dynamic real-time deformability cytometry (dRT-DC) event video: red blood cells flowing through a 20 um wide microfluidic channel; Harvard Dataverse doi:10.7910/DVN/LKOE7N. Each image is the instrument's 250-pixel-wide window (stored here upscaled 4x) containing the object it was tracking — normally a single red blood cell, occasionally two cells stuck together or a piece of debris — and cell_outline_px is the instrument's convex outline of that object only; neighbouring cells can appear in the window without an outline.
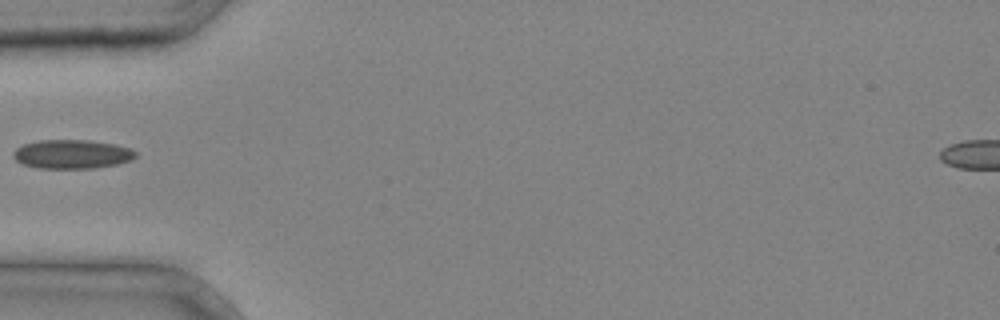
{"species": "common noctule bat (a hibernating species)", "species_latin": "Nyctalus noctula", "temperature_condition": "cold", "stored_images_in_passage": 3, "camera_frame_rate_fps": 3000, "um_per_image_px": 0.085, "animal": {"sex": "male", "body_mass_g": 20.4}, "frame": {"image": 1, "passage_image": 3, "time_ms": 0.667, "image_size_px": [1000, 320], "cell_outline_px": [[136, 156], [132, 160], [116, 164], [92, 168], [36, 168], [24, 164], [16, 160], [12, 156], [12, 152], [16, 148], [24, 144], [40, 140], [88, 140], [116, 144], [128, 148], [136, 152]], "centroid_in_image_um": [6.1, 13.1], "position_along_channel_um": 78.9, "area_um2": 20.58}}